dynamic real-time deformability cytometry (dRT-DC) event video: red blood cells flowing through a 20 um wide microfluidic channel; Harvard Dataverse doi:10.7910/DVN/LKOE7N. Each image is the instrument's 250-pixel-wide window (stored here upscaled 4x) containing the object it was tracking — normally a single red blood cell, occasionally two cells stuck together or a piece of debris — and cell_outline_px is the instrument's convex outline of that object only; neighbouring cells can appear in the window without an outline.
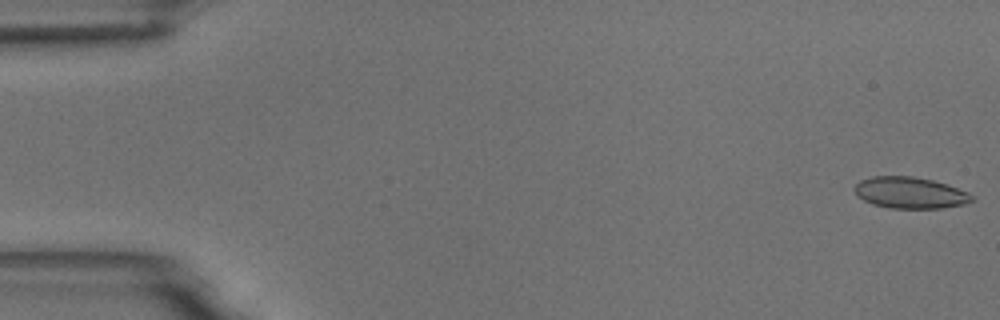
{"species": "common noctule bat (a hibernating species)", "species_latin": "Nyctalus noctula", "temperature_condition": "room temperature", "stored_images_in_passage": 5, "camera_frame_rate_fps": 3000, "um_per_image_px": 0.085, "animal": {"sex": "male", "body_mass_g": 18.8}, "frame": {"image": 1, "passage_image": 1, "time_ms": 0.0, "image_size_px": [1000, 320], "cell_outline_px": [[976, 200], [964, 204], [940, 208], [892, 208], [872, 204], [856, 196], [852, 188], [860, 180], [872, 176], [912, 176], [932, 180], [968, 192], [976, 196]], "centroid_in_image_um": [77.34, 16.38], "position_along_channel_um": 7.7, "area_um2": 21.56}}
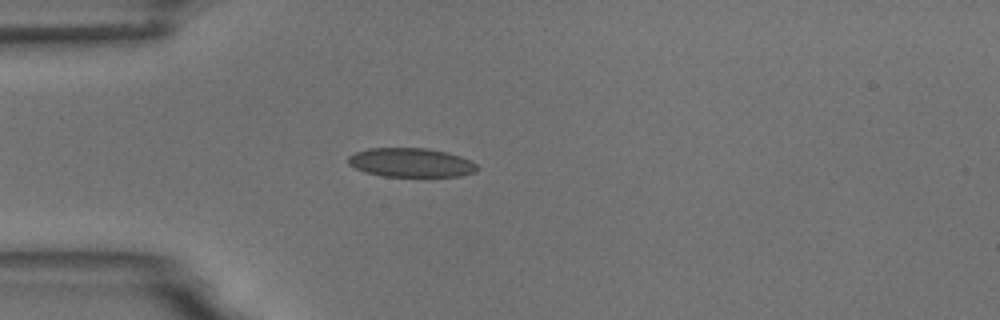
{"frame": {"image": 2, "passage_image": 5, "time_ms": 4.667, "image_size_px": [1000, 320], "cell_outline_px": [[480, 168], [476, 172], [460, 176], [384, 176], [364, 172], [348, 164], [348, 156], [356, 152], [368, 148], [428, 148], [448, 152], [460, 156], [476, 164]], "centroid_in_image_um": [34.94, 13.81], "position_along_channel_um": 50.1, "area_um2": 21.85}}